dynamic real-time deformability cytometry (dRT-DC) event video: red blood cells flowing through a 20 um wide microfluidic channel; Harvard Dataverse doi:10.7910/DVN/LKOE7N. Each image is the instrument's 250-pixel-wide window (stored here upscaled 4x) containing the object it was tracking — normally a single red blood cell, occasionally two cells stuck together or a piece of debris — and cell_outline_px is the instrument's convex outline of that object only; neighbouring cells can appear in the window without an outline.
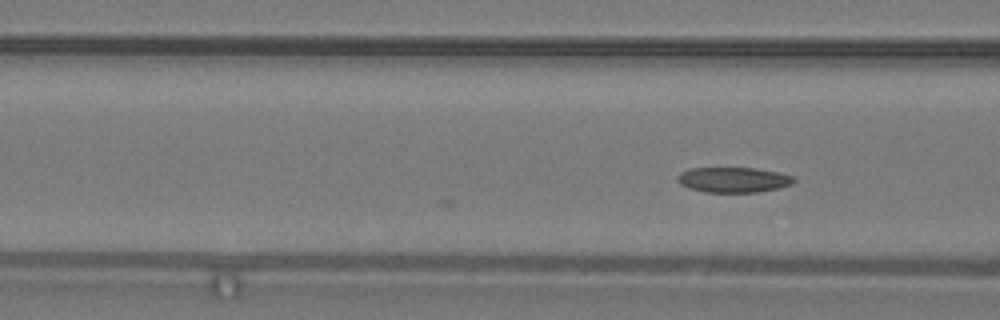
{"species": "common noctule bat (a hibernating species)", "species_latin": "Nyctalus noctula", "temperature_condition": "warm", "stored_images_in_passage": 6, "camera_frame_rate_fps": 3000, "um_per_image_px": 0.085, "animal": {"sex": "male", "body_mass_g": 19.2, "forearm_length_mm": 51.8}, "frame": {"image": 1, "passage_image": 6, "time_ms": 1.667, "image_size_px": [1000, 320], "cell_outline_px": [[796, 180], [792, 184], [780, 188], [756, 192], [704, 192], [688, 188], [680, 184], [676, 180], [676, 176], [680, 172], [688, 168], [756, 168], [776, 172], [792, 176]], "centroid_in_image_um": [62.29, 15.28], "position_along_channel_um": 104.3, "area_um2": 17.22}}